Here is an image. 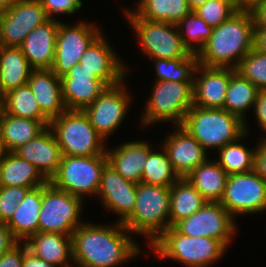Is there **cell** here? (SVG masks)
Segmentation results:
<instances>
[{
  "mask_svg": "<svg viewBox=\"0 0 266 267\" xmlns=\"http://www.w3.org/2000/svg\"><path fill=\"white\" fill-rule=\"evenodd\" d=\"M127 232L121 222L114 227L79 225L71 236L72 260L79 267L119 265L140 251Z\"/></svg>",
  "mask_w": 266,
  "mask_h": 267,
  "instance_id": "6da1fadb",
  "label": "cell"
},
{
  "mask_svg": "<svg viewBox=\"0 0 266 267\" xmlns=\"http://www.w3.org/2000/svg\"><path fill=\"white\" fill-rule=\"evenodd\" d=\"M253 30L250 11L238 10L228 20L213 28L205 47L197 54L198 64L235 69L253 48ZM231 61L236 63L232 64Z\"/></svg>",
  "mask_w": 266,
  "mask_h": 267,
  "instance_id": "7a4b0ae2",
  "label": "cell"
},
{
  "mask_svg": "<svg viewBox=\"0 0 266 267\" xmlns=\"http://www.w3.org/2000/svg\"><path fill=\"white\" fill-rule=\"evenodd\" d=\"M245 123L224 109L192 106L181 126L206 150L211 147L221 149L228 143L239 141L248 134Z\"/></svg>",
  "mask_w": 266,
  "mask_h": 267,
  "instance_id": "3957f363",
  "label": "cell"
},
{
  "mask_svg": "<svg viewBox=\"0 0 266 267\" xmlns=\"http://www.w3.org/2000/svg\"><path fill=\"white\" fill-rule=\"evenodd\" d=\"M169 211L170 187L140 182L137 184L135 207L122 224L129 233L145 234L152 244L170 227Z\"/></svg>",
  "mask_w": 266,
  "mask_h": 267,
  "instance_id": "277c9868",
  "label": "cell"
},
{
  "mask_svg": "<svg viewBox=\"0 0 266 267\" xmlns=\"http://www.w3.org/2000/svg\"><path fill=\"white\" fill-rule=\"evenodd\" d=\"M151 245L159 257L181 261L189 267H206L219 259L227 248L220 240L183 235L174 227H169Z\"/></svg>",
  "mask_w": 266,
  "mask_h": 267,
  "instance_id": "5b68a950",
  "label": "cell"
},
{
  "mask_svg": "<svg viewBox=\"0 0 266 267\" xmlns=\"http://www.w3.org/2000/svg\"><path fill=\"white\" fill-rule=\"evenodd\" d=\"M62 156L106 155L104 139L83 110H66L50 121Z\"/></svg>",
  "mask_w": 266,
  "mask_h": 267,
  "instance_id": "8992f818",
  "label": "cell"
},
{
  "mask_svg": "<svg viewBox=\"0 0 266 267\" xmlns=\"http://www.w3.org/2000/svg\"><path fill=\"white\" fill-rule=\"evenodd\" d=\"M107 163L106 155L62 156L58 170L49 182L55 188L79 198L83 194H97Z\"/></svg>",
  "mask_w": 266,
  "mask_h": 267,
  "instance_id": "52a82bcc",
  "label": "cell"
},
{
  "mask_svg": "<svg viewBox=\"0 0 266 267\" xmlns=\"http://www.w3.org/2000/svg\"><path fill=\"white\" fill-rule=\"evenodd\" d=\"M126 15L139 37L143 52L150 58H188L192 54L184 46L176 24L143 19L128 10Z\"/></svg>",
  "mask_w": 266,
  "mask_h": 267,
  "instance_id": "ba28073f",
  "label": "cell"
},
{
  "mask_svg": "<svg viewBox=\"0 0 266 267\" xmlns=\"http://www.w3.org/2000/svg\"><path fill=\"white\" fill-rule=\"evenodd\" d=\"M145 106L143 124L173 120L182 125L193 106V82L156 81Z\"/></svg>",
  "mask_w": 266,
  "mask_h": 267,
  "instance_id": "9c48e42d",
  "label": "cell"
},
{
  "mask_svg": "<svg viewBox=\"0 0 266 267\" xmlns=\"http://www.w3.org/2000/svg\"><path fill=\"white\" fill-rule=\"evenodd\" d=\"M82 198L55 188L49 181L42 185V208L38 232H53L72 236L81 224Z\"/></svg>",
  "mask_w": 266,
  "mask_h": 267,
  "instance_id": "30bf717a",
  "label": "cell"
},
{
  "mask_svg": "<svg viewBox=\"0 0 266 267\" xmlns=\"http://www.w3.org/2000/svg\"><path fill=\"white\" fill-rule=\"evenodd\" d=\"M233 219L220 202H206L199 211L173 227L183 235L220 240L227 247L236 229Z\"/></svg>",
  "mask_w": 266,
  "mask_h": 267,
  "instance_id": "8fae6325",
  "label": "cell"
},
{
  "mask_svg": "<svg viewBox=\"0 0 266 267\" xmlns=\"http://www.w3.org/2000/svg\"><path fill=\"white\" fill-rule=\"evenodd\" d=\"M220 203L234 217L266 209V181L254 170L229 175Z\"/></svg>",
  "mask_w": 266,
  "mask_h": 267,
  "instance_id": "7c38bea8",
  "label": "cell"
},
{
  "mask_svg": "<svg viewBox=\"0 0 266 267\" xmlns=\"http://www.w3.org/2000/svg\"><path fill=\"white\" fill-rule=\"evenodd\" d=\"M85 23L80 22L74 27H69L59 22L51 70L60 79L80 62L81 56L101 35L94 25Z\"/></svg>",
  "mask_w": 266,
  "mask_h": 267,
  "instance_id": "4fadbf2b",
  "label": "cell"
},
{
  "mask_svg": "<svg viewBox=\"0 0 266 267\" xmlns=\"http://www.w3.org/2000/svg\"><path fill=\"white\" fill-rule=\"evenodd\" d=\"M48 19L39 0H17L0 13V46L20 47L25 37Z\"/></svg>",
  "mask_w": 266,
  "mask_h": 267,
  "instance_id": "5bb4252c",
  "label": "cell"
},
{
  "mask_svg": "<svg viewBox=\"0 0 266 267\" xmlns=\"http://www.w3.org/2000/svg\"><path fill=\"white\" fill-rule=\"evenodd\" d=\"M122 83L107 86L92 104L83 109L90 124L105 140L120 126L130 104L128 91L125 90Z\"/></svg>",
  "mask_w": 266,
  "mask_h": 267,
  "instance_id": "9a60e30c",
  "label": "cell"
},
{
  "mask_svg": "<svg viewBox=\"0 0 266 267\" xmlns=\"http://www.w3.org/2000/svg\"><path fill=\"white\" fill-rule=\"evenodd\" d=\"M199 71L201 76L198 79L193 77V106L223 109L229 79L236 70L197 64L194 74Z\"/></svg>",
  "mask_w": 266,
  "mask_h": 267,
  "instance_id": "2e32d148",
  "label": "cell"
},
{
  "mask_svg": "<svg viewBox=\"0 0 266 267\" xmlns=\"http://www.w3.org/2000/svg\"><path fill=\"white\" fill-rule=\"evenodd\" d=\"M62 96L67 110H83L105 90L107 85L79 63L61 78Z\"/></svg>",
  "mask_w": 266,
  "mask_h": 267,
  "instance_id": "e0dca14e",
  "label": "cell"
},
{
  "mask_svg": "<svg viewBox=\"0 0 266 267\" xmlns=\"http://www.w3.org/2000/svg\"><path fill=\"white\" fill-rule=\"evenodd\" d=\"M137 184L124 179L108 163L105 165L97 195L116 214L121 215L119 222H123L133 211L136 200Z\"/></svg>",
  "mask_w": 266,
  "mask_h": 267,
  "instance_id": "ac0fdd59",
  "label": "cell"
},
{
  "mask_svg": "<svg viewBox=\"0 0 266 267\" xmlns=\"http://www.w3.org/2000/svg\"><path fill=\"white\" fill-rule=\"evenodd\" d=\"M171 134L163 145L175 172L180 178L187 177L201 163L205 162L206 150L181 125Z\"/></svg>",
  "mask_w": 266,
  "mask_h": 267,
  "instance_id": "d6986e66",
  "label": "cell"
},
{
  "mask_svg": "<svg viewBox=\"0 0 266 267\" xmlns=\"http://www.w3.org/2000/svg\"><path fill=\"white\" fill-rule=\"evenodd\" d=\"M14 153L33 164L48 181L57 172L62 158L57 139L49 126Z\"/></svg>",
  "mask_w": 266,
  "mask_h": 267,
  "instance_id": "ffe728a7",
  "label": "cell"
},
{
  "mask_svg": "<svg viewBox=\"0 0 266 267\" xmlns=\"http://www.w3.org/2000/svg\"><path fill=\"white\" fill-rule=\"evenodd\" d=\"M81 69L92 72L107 86L123 82L125 66L119 62L105 38L100 35L81 56Z\"/></svg>",
  "mask_w": 266,
  "mask_h": 267,
  "instance_id": "44dd1931",
  "label": "cell"
},
{
  "mask_svg": "<svg viewBox=\"0 0 266 267\" xmlns=\"http://www.w3.org/2000/svg\"><path fill=\"white\" fill-rule=\"evenodd\" d=\"M58 27L59 21L49 18L25 37L20 48L34 70L51 69L55 58Z\"/></svg>",
  "mask_w": 266,
  "mask_h": 267,
  "instance_id": "7402d4cb",
  "label": "cell"
},
{
  "mask_svg": "<svg viewBox=\"0 0 266 267\" xmlns=\"http://www.w3.org/2000/svg\"><path fill=\"white\" fill-rule=\"evenodd\" d=\"M42 113L51 121L67 110L61 79L51 69L33 70L27 82Z\"/></svg>",
  "mask_w": 266,
  "mask_h": 267,
  "instance_id": "603a6c76",
  "label": "cell"
},
{
  "mask_svg": "<svg viewBox=\"0 0 266 267\" xmlns=\"http://www.w3.org/2000/svg\"><path fill=\"white\" fill-rule=\"evenodd\" d=\"M150 145L146 142H128L113 152L106 150L107 161L124 179L140 183Z\"/></svg>",
  "mask_w": 266,
  "mask_h": 267,
  "instance_id": "cb8c5ba5",
  "label": "cell"
},
{
  "mask_svg": "<svg viewBox=\"0 0 266 267\" xmlns=\"http://www.w3.org/2000/svg\"><path fill=\"white\" fill-rule=\"evenodd\" d=\"M28 250L35 256L57 267H70L66 261H72V237L53 232H37L24 241Z\"/></svg>",
  "mask_w": 266,
  "mask_h": 267,
  "instance_id": "d4e9b609",
  "label": "cell"
},
{
  "mask_svg": "<svg viewBox=\"0 0 266 267\" xmlns=\"http://www.w3.org/2000/svg\"><path fill=\"white\" fill-rule=\"evenodd\" d=\"M42 208V186L31 189L16 206V211L5 223L13 236L21 242L38 232L39 214Z\"/></svg>",
  "mask_w": 266,
  "mask_h": 267,
  "instance_id": "484cf974",
  "label": "cell"
},
{
  "mask_svg": "<svg viewBox=\"0 0 266 267\" xmlns=\"http://www.w3.org/2000/svg\"><path fill=\"white\" fill-rule=\"evenodd\" d=\"M50 125V121H39L17 117L3 112L0 119V138L7 152H14L38 136Z\"/></svg>",
  "mask_w": 266,
  "mask_h": 267,
  "instance_id": "4316f807",
  "label": "cell"
},
{
  "mask_svg": "<svg viewBox=\"0 0 266 267\" xmlns=\"http://www.w3.org/2000/svg\"><path fill=\"white\" fill-rule=\"evenodd\" d=\"M34 69L20 47L0 46V93L26 85Z\"/></svg>",
  "mask_w": 266,
  "mask_h": 267,
  "instance_id": "83f0119b",
  "label": "cell"
},
{
  "mask_svg": "<svg viewBox=\"0 0 266 267\" xmlns=\"http://www.w3.org/2000/svg\"><path fill=\"white\" fill-rule=\"evenodd\" d=\"M48 180L27 160L14 152H7L0 164V186L37 188Z\"/></svg>",
  "mask_w": 266,
  "mask_h": 267,
  "instance_id": "f1b7e54d",
  "label": "cell"
},
{
  "mask_svg": "<svg viewBox=\"0 0 266 267\" xmlns=\"http://www.w3.org/2000/svg\"><path fill=\"white\" fill-rule=\"evenodd\" d=\"M228 176L217 161L209 162L207 159L185 178L207 202H220L224 196Z\"/></svg>",
  "mask_w": 266,
  "mask_h": 267,
  "instance_id": "f546056e",
  "label": "cell"
},
{
  "mask_svg": "<svg viewBox=\"0 0 266 267\" xmlns=\"http://www.w3.org/2000/svg\"><path fill=\"white\" fill-rule=\"evenodd\" d=\"M206 202L186 178H180L170 187V227L199 211Z\"/></svg>",
  "mask_w": 266,
  "mask_h": 267,
  "instance_id": "4dcf8cb0",
  "label": "cell"
},
{
  "mask_svg": "<svg viewBox=\"0 0 266 267\" xmlns=\"http://www.w3.org/2000/svg\"><path fill=\"white\" fill-rule=\"evenodd\" d=\"M133 13L150 21L178 24L192 10L187 0H140Z\"/></svg>",
  "mask_w": 266,
  "mask_h": 267,
  "instance_id": "1f68e13d",
  "label": "cell"
},
{
  "mask_svg": "<svg viewBox=\"0 0 266 267\" xmlns=\"http://www.w3.org/2000/svg\"><path fill=\"white\" fill-rule=\"evenodd\" d=\"M259 91L248 79L235 71L229 79L223 109L244 120V111L254 106Z\"/></svg>",
  "mask_w": 266,
  "mask_h": 267,
  "instance_id": "d6a6232c",
  "label": "cell"
},
{
  "mask_svg": "<svg viewBox=\"0 0 266 267\" xmlns=\"http://www.w3.org/2000/svg\"><path fill=\"white\" fill-rule=\"evenodd\" d=\"M4 112L22 118L50 121L42 113L28 84L4 94Z\"/></svg>",
  "mask_w": 266,
  "mask_h": 267,
  "instance_id": "836d02e7",
  "label": "cell"
},
{
  "mask_svg": "<svg viewBox=\"0 0 266 267\" xmlns=\"http://www.w3.org/2000/svg\"><path fill=\"white\" fill-rule=\"evenodd\" d=\"M163 150L164 153L153 152L152 149L148 152L141 183L171 187L180 179L169 160L167 152L165 149Z\"/></svg>",
  "mask_w": 266,
  "mask_h": 267,
  "instance_id": "e575fe53",
  "label": "cell"
},
{
  "mask_svg": "<svg viewBox=\"0 0 266 267\" xmlns=\"http://www.w3.org/2000/svg\"><path fill=\"white\" fill-rule=\"evenodd\" d=\"M255 151L248 150L242 144L231 142L219 149L217 162L228 175L246 173L254 170Z\"/></svg>",
  "mask_w": 266,
  "mask_h": 267,
  "instance_id": "d590c367",
  "label": "cell"
},
{
  "mask_svg": "<svg viewBox=\"0 0 266 267\" xmlns=\"http://www.w3.org/2000/svg\"><path fill=\"white\" fill-rule=\"evenodd\" d=\"M156 64V81L193 82V74L198 64L197 55L188 58L154 59Z\"/></svg>",
  "mask_w": 266,
  "mask_h": 267,
  "instance_id": "8d00e7d4",
  "label": "cell"
},
{
  "mask_svg": "<svg viewBox=\"0 0 266 267\" xmlns=\"http://www.w3.org/2000/svg\"><path fill=\"white\" fill-rule=\"evenodd\" d=\"M176 25L183 40L184 46L189 50L190 53L196 55L205 47V44L209 40L213 31V27L209 26L194 11H191L189 14H187L185 18H183ZM185 26L187 30L185 29ZM185 34L188 36V38L187 36H184ZM191 41L198 42V48L193 46Z\"/></svg>",
  "mask_w": 266,
  "mask_h": 267,
  "instance_id": "74e56055",
  "label": "cell"
},
{
  "mask_svg": "<svg viewBox=\"0 0 266 267\" xmlns=\"http://www.w3.org/2000/svg\"><path fill=\"white\" fill-rule=\"evenodd\" d=\"M259 90H266V53L251 50L235 68Z\"/></svg>",
  "mask_w": 266,
  "mask_h": 267,
  "instance_id": "f35d334b",
  "label": "cell"
},
{
  "mask_svg": "<svg viewBox=\"0 0 266 267\" xmlns=\"http://www.w3.org/2000/svg\"><path fill=\"white\" fill-rule=\"evenodd\" d=\"M238 9L227 0H207L194 10L209 26L217 27L228 20Z\"/></svg>",
  "mask_w": 266,
  "mask_h": 267,
  "instance_id": "ab89813d",
  "label": "cell"
},
{
  "mask_svg": "<svg viewBox=\"0 0 266 267\" xmlns=\"http://www.w3.org/2000/svg\"><path fill=\"white\" fill-rule=\"evenodd\" d=\"M31 188L0 186V222L6 223L16 211V206L25 198Z\"/></svg>",
  "mask_w": 266,
  "mask_h": 267,
  "instance_id": "60d3db41",
  "label": "cell"
},
{
  "mask_svg": "<svg viewBox=\"0 0 266 267\" xmlns=\"http://www.w3.org/2000/svg\"><path fill=\"white\" fill-rule=\"evenodd\" d=\"M45 9L48 18H52V14H72L82 6L81 0H39Z\"/></svg>",
  "mask_w": 266,
  "mask_h": 267,
  "instance_id": "b9f144b4",
  "label": "cell"
},
{
  "mask_svg": "<svg viewBox=\"0 0 266 267\" xmlns=\"http://www.w3.org/2000/svg\"><path fill=\"white\" fill-rule=\"evenodd\" d=\"M19 245L20 243L0 258V267H22L24 259V245L23 248Z\"/></svg>",
  "mask_w": 266,
  "mask_h": 267,
  "instance_id": "7bdbcfd3",
  "label": "cell"
},
{
  "mask_svg": "<svg viewBox=\"0 0 266 267\" xmlns=\"http://www.w3.org/2000/svg\"><path fill=\"white\" fill-rule=\"evenodd\" d=\"M18 243L9 227L5 223L0 222V258Z\"/></svg>",
  "mask_w": 266,
  "mask_h": 267,
  "instance_id": "ee69618b",
  "label": "cell"
},
{
  "mask_svg": "<svg viewBox=\"0 0 266 267\" xmlns=\"http://www.w3.org/2000/svg\"><path fill=\"white\" fill-rule=\"evenodd\" d=\"M258 145L254 154V171L266 181V139Z\"/></svg>",
  "mask_w": 266,
  "mask_h": 267,
  "instance_id": "f6af8a7d",
  "label": "cell"
},
{
  "mask_svg": "<svg viewBox=\"0 0 266 267\" xmlns=\"http://www.w3.org/2000/svg\"><path fill=\"white\" fill-rule=\"evenodd\" d=\"M259 125L266 131V90H260L254 104Z\"/></svg>",
  "mask_w": 266,
  "mask_h": 267,
  "instance_id": "bcb514c9",
  "label": "cell"
},
{
  "mask_svg": "<svg viewBox=\"0 0 266 267\" xmlns=\"http://www.w3.org/2000/svg\"><path fill=\"white\" fill-rule=\"evenodd\" d=\"M254 27L266 29V0L257 3L250 10Z\"/></svg>",
  "mask_w": 266,
  "mask_h": 267,
  "instance_id": "7dc6e473",
  "label": "cell"
},
{
  "mask_svg": "<svg viewBox=\"0 0 266 267\" xmlns=\"http://www.w3.org/2000/svg\"><path fill=\"white\" fill-rule=\"evenodd\" d=\"M24 244V259L22 267H55L51 263L40 259L39 257L35 256L32 252H30Z\"/></svg>",
  "mask_w": 266,
  "mask_h": 267,
  "instance_id": "c3c4849f",
  "label": "cell"
},
{
  "mask_svg": "<svg viewBox=\"0 0 266 267\" xmlns=\"http://www.w3.org/2000/svg\"><path fill=\"white\" fill-rule=\"evenodd\" d=\"M253 50L266 53V29L254 27L253 30Z\"/></svg>",
  "mask_w": 266,
  "mask_h": 267,
  "instance_id": "681fc988",
  "label": "cell"
},
{
  "mask_svg": "<svg viewBox=\"0 0 266 267\" xmlns=\"http://www.w3.org/2000/svg\"><path fill=\"white\" fill-rule=\"evenodd\" d=\"M264 0H242V10H250L254 5Z\"/></svg>",
  "mask_w": 266,
  "mask_h": 267,
  "instance_id": "f907efd6",
  "label": "cell"
},
{
  "mask_svg": "<svg viewBox=\"0 0 266 267\" xmlns=\"http://www.w3.org/2000/svg\"><path fill=\"white\" fill-rule=\"evenodd\" d=\"M17 0H0V13L8 10Z\"/></svg>",
  "mask_w": 266,
  "mask_h": 267,
  "instance_id": "816d5d0a",
  "label": "cell"
},
{
  "mask_svg": "<svg viewBox=\"0 0 266 267\" xmlns=\"http://www.w3.org/2000/svg\"><path fill=\"white\" fill-rule=\"evenodd\" d=\"M207 0H187L189 8L194 11L199 6H201L203 3H205Z\"/></svg>",
  "mask_w": 266,
  "mask_h": 267,
  "instance_id": "f5cc1de1",
  "label": "cell"
},
{
  "mask_svg": "<svg viewBox=\"0 0 266 267\" xmlns=\"http://www.w3.org/2000/svg\"><path fill=\"white\" fill-rule=\"evenodd\" d=\"M6 153H7V151L5 150L3 142H2V140L0 138V164L2 163L3 158L6 155Z\"/></svg>",
  "mask_w": 266,
  "mask_h": 267,
  "instance_id": "db71d44e",
  "label": "cell"
},
{
  "mask_svg": "<svg viewBox=\"0 0 266 267\" xmlns=\"http://www.w3.org/2000/svg\"><path fill=\"white\" fill-rule=\"evenodd\" d=\"M227 1H229L238 10H242V0H227Z\"/></svg>",
  "mask_w": 266,
  "mask_h": 267,
  "instance_id": "11a10c76",
  "label": "cell"
},
{
  "mask_svg": "<svg viewBox=\"0 0 266 267\" xmlns=\"http://www.w3.org/2000/svg\"><path fill=\"white\" fill-rule=\"evenodd\" d=\"M4 112V95L0 93V119L2 118Z\"/></svg>",
  "mask_w": 266,
  "mask_h": 267,
  "instance_id": "9f6ffc18",
  "label": "cell"
}]
</instances>
